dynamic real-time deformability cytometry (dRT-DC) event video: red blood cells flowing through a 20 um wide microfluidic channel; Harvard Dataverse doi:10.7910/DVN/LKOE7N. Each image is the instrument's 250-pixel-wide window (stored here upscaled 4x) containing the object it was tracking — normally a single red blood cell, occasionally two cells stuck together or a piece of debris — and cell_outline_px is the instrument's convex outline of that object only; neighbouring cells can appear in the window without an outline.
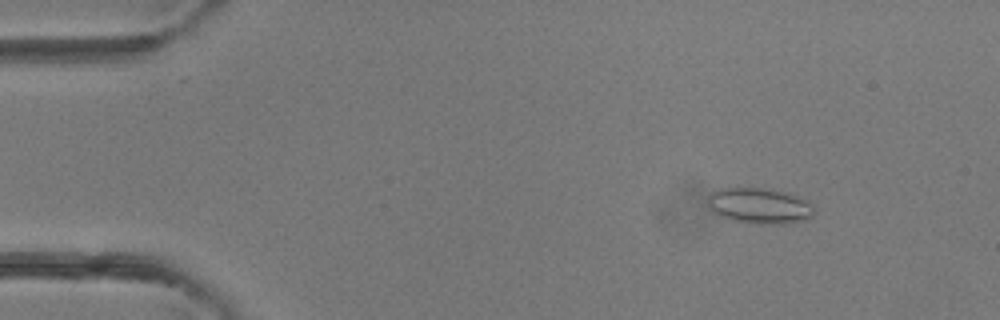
{"species": "common noctule bat (a hibernating species)", "species_latin": "Nyctalus noctula", "temperature_condition": "room temperature", "stored_images_in_passage": 4, "camera_frame_rate_fps": 3000, "um_per_image_px": 0.085, "animal": {"sex": "female"}, "frame": {"image": 1, "passage_image": 2, "time_ms": 1.333, "image_size_px": [1000, 320], "cell_outline_px": [[816, 212], [812, 216], [804, 220], [784, 224], [752, 224], [732, 220], [720, 216], [712, 212], [708, 208], [708, 196], [712, 192], [720, 188], [736, 184], [768, 188], [788, 192], [808, 200], [812, 204]], "centroid_in_image_um": [64.53, 17.45], "position_along_channel_um": 20.5, "area_um2": 23.35}}
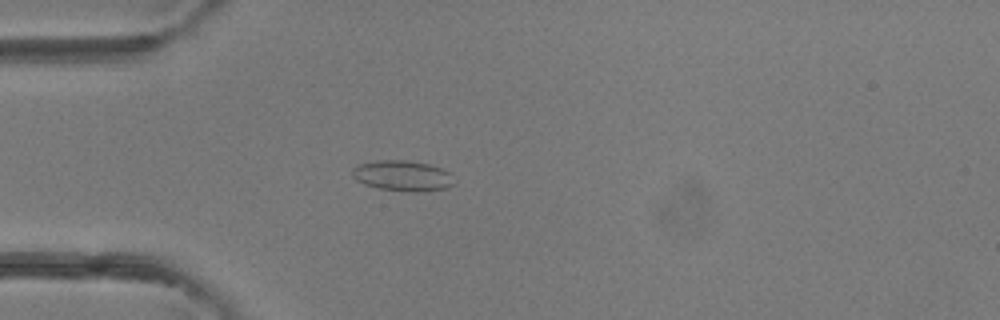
{"frame": {"image": 2, "passage_image": 4, "time_ms": 3.667, "image_size_px": [1000, 320], "cell_outline_px": [[452, 184], [448, 188], [416, 192], [412, 192], [380, 188], [364, 184], [356, 180], [352, 176], [352, 168], [360, 164], [376, 160], [404, 160], [428, 164], [440, 168], [448, 172]], "centroid_in_image_um": [34.16, 14.93], "position_along_channel_um": 50.8, "area_um2": 17.8}}